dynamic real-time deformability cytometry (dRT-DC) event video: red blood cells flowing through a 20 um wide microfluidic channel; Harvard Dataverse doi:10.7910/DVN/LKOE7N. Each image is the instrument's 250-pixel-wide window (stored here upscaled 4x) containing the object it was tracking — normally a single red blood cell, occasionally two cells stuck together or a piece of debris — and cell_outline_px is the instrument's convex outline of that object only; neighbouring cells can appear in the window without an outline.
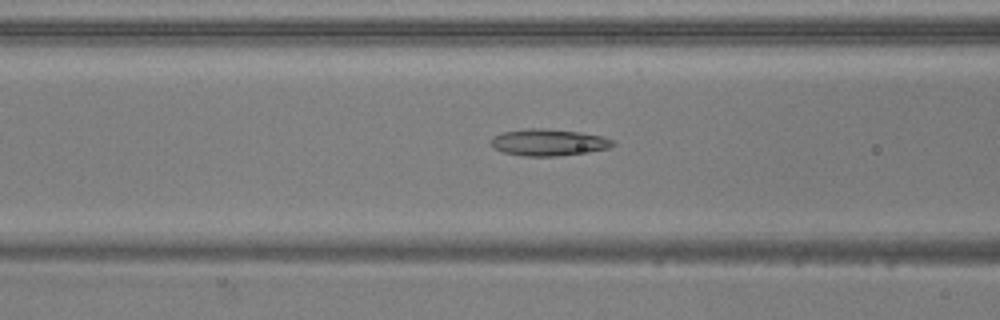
{"species": "common noctule bat (a hibernating species)", "species_latin": "Nyctalus noctula", "temperature_condition": "warm", "stored_images_in_passage": 44, "camera_frame_rate_fps": 3000, "um_per_image_px": 0.085, "animal": {"sex": "male", "body_mass_g": 20.5, "forearm_length_mm": 52.5}, "frame": {"image": 1, "passage_image": 13, "time_ms": 4.0, "image_size_px": [1000, 320], "cell_outline_px": [[616, 144], [608, 148], [588, 152], [556, 156], [524, 156], [504, 152], [492, 148], [492, 136], [500, 132], [524, 128], [540, 128], [580, 132], [604, 136], [612, 140]], "centroid_in_image_um": [46.6, 12.09], "position_along_channel_um": 120.0, "area_um2": 19.07}}
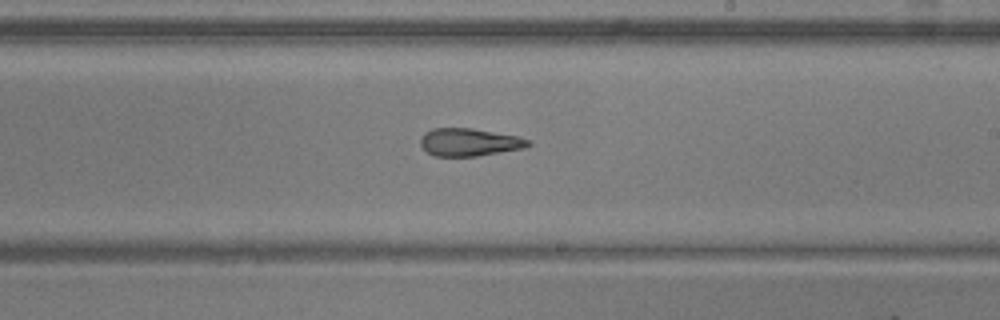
{"frame": {"image": 2, "passage_image": 23, "time_ms": 7.333, "image_size_px": [1000, 320], "cell_outline_px": [[532, 144], [524, 148], [476, 156], [432, 156], [420, 144], [420, 140], [424, 132], [432, 128], [472, 128], [516, 136], [528, 140]], "centroid_in_image_um": [39.85, 12.08], "position_along_channel_um": 249.1, "area_um2": 17.28}}
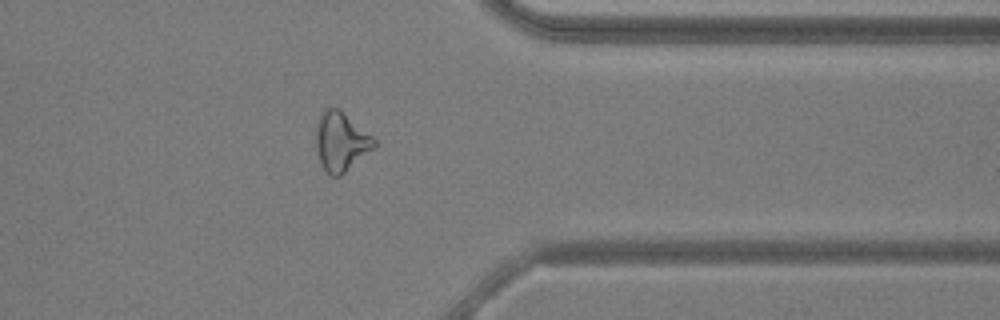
{"frame": {"image": 3, "passage_image": 34, "time_ms": 11.0, "image_size_px": [1000, 320], "cell_outline_px": [[376, 148], [340, 176], [332, 176], [324, 168], [320, 160], [316, 148], [316, 124], [324, 108], [340, 108], [372, 136], [376, 140]], "centroid_in_image_um": [29.0, 12.02], "position_along_channel_um": 382.4, "area_um2": 20.06}, "authors_computed_cell_mechanics": {"area_um2": 19.074, "velocity_mm_per_s": 3.8698, "shape_relaxation_time_tau1_ms": null, "shape_relaxation_time_tau2_ms": 2.9847, "deformation_change_tau1": null, "deformation_change_tau2": 0.1306}}